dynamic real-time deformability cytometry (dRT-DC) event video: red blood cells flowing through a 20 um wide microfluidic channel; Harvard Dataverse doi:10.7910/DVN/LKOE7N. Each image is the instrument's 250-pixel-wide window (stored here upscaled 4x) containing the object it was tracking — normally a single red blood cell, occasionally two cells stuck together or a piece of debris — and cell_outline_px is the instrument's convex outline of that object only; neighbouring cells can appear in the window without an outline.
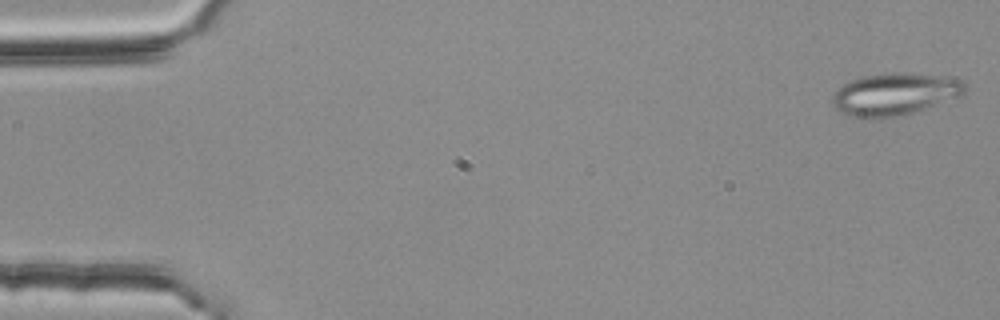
{"species": "common noctule bat (a hibernating species)", "species_latin": "Nyctalus noctula", "temperature_condition": "room temperature", "stored_images_in_passage": 55, "segment_of_instrument_passage": [1, 3], "camera_frame_rate_fps": 3000, "um_per_image_px": 0.085, "animal": {"sex": "female", "body_mass_g": 25.1}, "frame": {"image": 1, "passage_image": 1, "time_ms": 0.0, "image_size_px": [1000, 320], "cell_outline_px": [[968, 88], [964, 92], [956, 96], [904, 116], [872, 120], [844, 116], [832, 104], [832, 96], [836, 88], [852, 80], [864, 76], [896, 72], [900, 72], [944, 76], [960, 80]], "centroid_in_image_um": [75.96, 8.04], "position_along_channel_um": 9.0, "area_um2": 32.83}}